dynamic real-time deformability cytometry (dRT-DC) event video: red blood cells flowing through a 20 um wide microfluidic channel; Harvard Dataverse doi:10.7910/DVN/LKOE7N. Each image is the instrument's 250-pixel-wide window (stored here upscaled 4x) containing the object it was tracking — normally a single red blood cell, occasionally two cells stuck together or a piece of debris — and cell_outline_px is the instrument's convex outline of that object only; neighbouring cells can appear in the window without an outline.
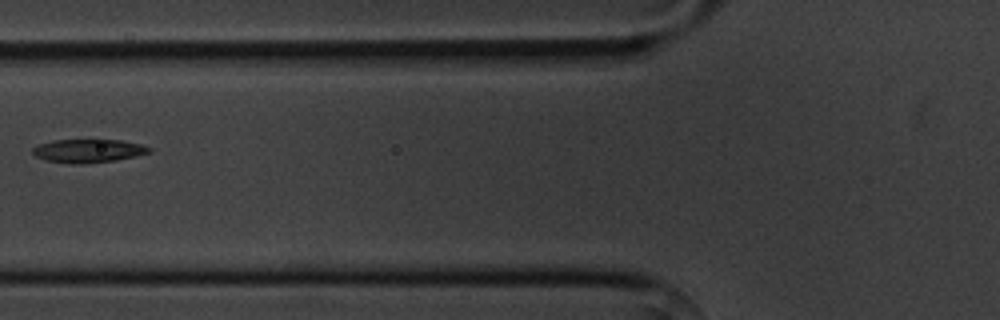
{"species": "common noctule bat (a hibernating species)", "species_latin": "Nyctalus noctula", "temperature_condition": "cold", "stored_images_in_passage": 5, "camera_frame_rate_fps": 3000, "um_per_image_px": 0.085, "animal": {"sex": "male", "body_mass_g": 20.1, "forearm_length_mm": 53.5}, "frame": {"image": 1, "passage_image": 5, "time_ms": 5.0, "image_size_px": [1000, 320], "cell_outline_px": [[152, 152], [136, 156], [116, 160], [80, 164], [72, 164], [44, 160], [36, 156], [32, 152], [32, 148], [40, 144], [52, 140], [120, 140], [140, 144], [152, 148]], "centroid_in_image_um": [7.5, 12.82], "position_along_channel_um": 118.3, "area_um2": 15.9}}